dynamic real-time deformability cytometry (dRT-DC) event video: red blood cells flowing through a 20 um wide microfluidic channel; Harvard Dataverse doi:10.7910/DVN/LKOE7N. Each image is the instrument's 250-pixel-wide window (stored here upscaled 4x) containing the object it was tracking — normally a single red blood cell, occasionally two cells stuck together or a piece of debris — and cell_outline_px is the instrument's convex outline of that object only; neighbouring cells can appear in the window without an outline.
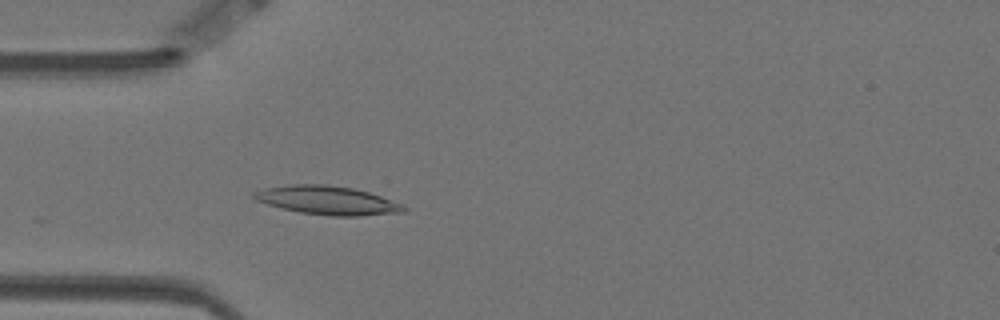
{"species": "Egyptian fruit bat (a non-hibernating species)", "species_latin": "Rousettus aegyptiacus", "temperature_condition": "warm", "stored_images_in_passage": 49, "camera_frame_rate_fps": 3000, "um_per_image_px": 0.085, "animal": {"sex": "female"}, "frame": {"image": 1, "passage_image": 16, "time_ms": 5.0, "image_size_px": [1000, 320], "cell_outline_px": [[408, 208], [404, 212], [360, 216], [332, 216], [300, 212], [280, 208], [256, 200], [252, 196], [252, 192], [264, 188], [292, 184], [328, 184], [352, 188], [368, 192], [404, 204]], "centroid_in_image_um": [27.84, 17.03], "position_along_channel_um": 57.2, "area_um2": 25.09}}
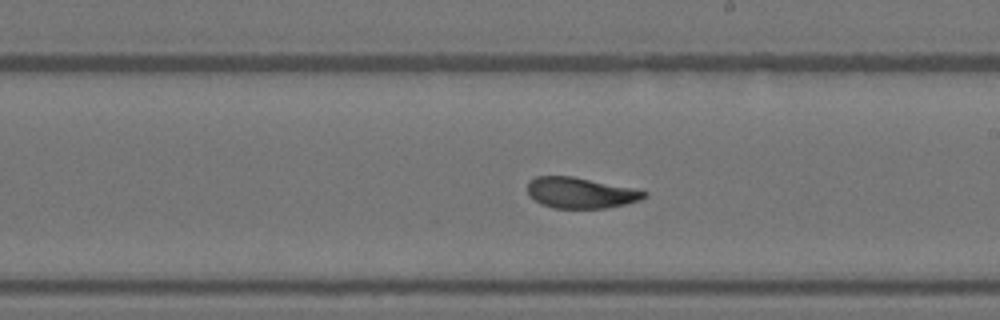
{"frame": {"image": 2, "passage_image": 32, "time_ms": 10.333, "image_size_px": [1000, 320], "cell_outline_px": [[648, 196], [640, 200], [624, 204], [604, 208], [552, 208], [540, 204], [528, 196], [528, 180], [536, 176], [572, 176], [632, 188], [648, 192]], "centroid_in_image_um": [49.3, 16.39], "position_along_channel_um": 239.7, "area_um2": 20.98}}
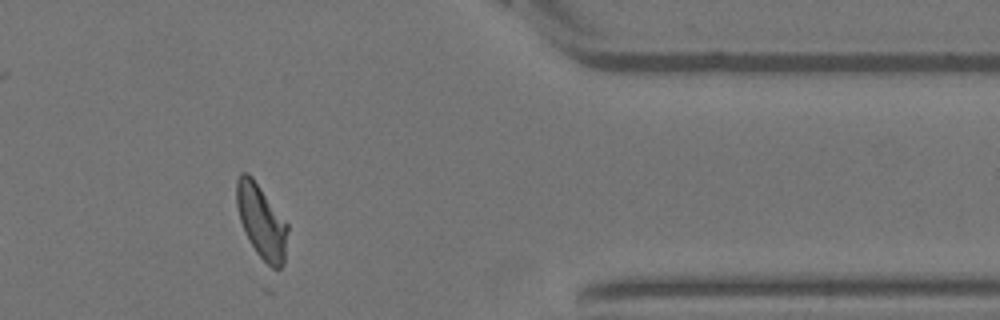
{"frame": {"image": 3, "passage_image": 47, "time_ms": 15.333, "image_size_px": [1000, 320], "cell_outline_px": [[288, 228], [284, 264], [280, 268], [272, 268], [256, 252], [248, 240], [244, 232], [240, 220], [236, 204], [236, 180], [240, 172], [248, 172], [252, 176], [288, 224]], "centroid_in_image_um": [22.2, 18.8], "position_along_channel_um": 389.2, "area_um2": 21.96}, "authors_computed_cell_mechanics": {"area_um2": 22.4842, "velocity_mm_per_s": 3.462, "shape_relaxation_time_tau1_ms": 5.4387, "shape_relaxation_time_tau2_ms": 1.9613, "deformation_change_tau1": 0.1614, "deformation_change_tau2": 0.0813}}